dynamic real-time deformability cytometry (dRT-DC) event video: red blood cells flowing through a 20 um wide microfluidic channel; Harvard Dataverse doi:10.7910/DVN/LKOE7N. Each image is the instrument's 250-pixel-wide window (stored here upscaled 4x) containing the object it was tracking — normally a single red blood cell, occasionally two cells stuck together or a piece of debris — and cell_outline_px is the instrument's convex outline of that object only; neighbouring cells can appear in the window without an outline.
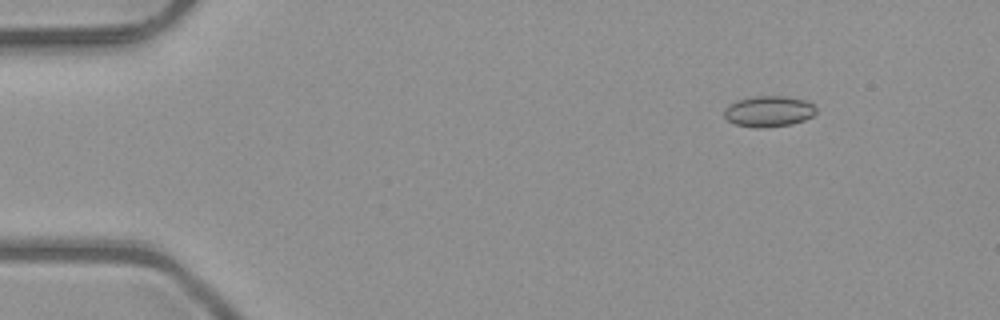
{"species": "common noctule bat (a hibernating species)", "species_latin": "Nyctalus noctula", "temperature_condition": "room temperature", "stored_images_in_passage": 3, "camera_frame_rate_fps": 3000, "um_per_image_px": 0.085, "animal": {"sex": "male", "body_mass_g": 23.1, "forearm_length_mm": 52.7}, "frame": {"image": 1, "passage_image": 1, "time_ms": 0.0, "image_size_px": [1000, 320], "cell_outline_px": [[816, 112], [812, 116], [804, 120], [792, 124], [764, 128], [756, 128], [736, 124], [728, 120], [724, 116], [724, 108], [728, 104], [736, 100], [752, 96], [784, 96], [808, 100], [816, 108]], "centroid_in_image_um": [65.33, 9.45], "position_along_channel_um": 19.7, "area_um2": 16.76}}